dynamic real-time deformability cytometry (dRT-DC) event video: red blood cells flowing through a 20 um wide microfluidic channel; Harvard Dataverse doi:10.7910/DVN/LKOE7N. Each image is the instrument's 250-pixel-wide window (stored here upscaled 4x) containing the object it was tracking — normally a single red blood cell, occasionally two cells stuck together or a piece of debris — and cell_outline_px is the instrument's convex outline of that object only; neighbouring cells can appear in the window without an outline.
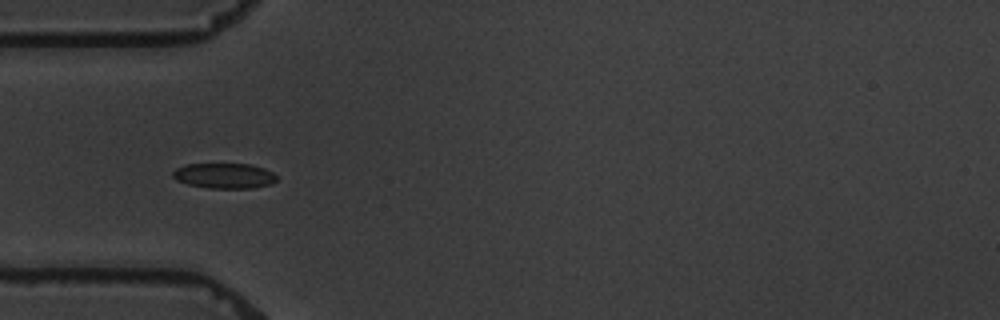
{"species": "common noctule bat (a hibernating species)", "species_latin": "Nyctalus noctula", "temperature_condition": "warm", "stored_images_in_passage": 8, "camera_frame_rate_fps": 3000, "um_per_image_px": 0.085, "animal": {"sex": "male", "body_mass_g": 19.5, "forearm_length_mm": 54.6}, "frame": {"image": 1, "passage_image": 3, "time_ms": 3.667, "image_size_px": [1000, 320], "cell_outline_px": [[276, 180], [272, 184], [252, 188], [208, 188], [188, 184], [176, 180], [172, 176], [172, 172], [176, 168], [184, 164], [248, 164], [264, 168], [272, 172], [276, 176]], "centroid_in_image_um": [19.04, 14.94], "position_along_channel_um": 66.0, "area_um2": 15.32}}
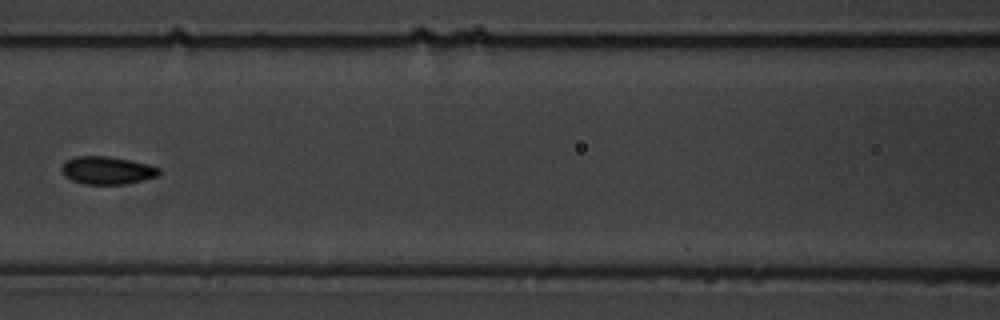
{"frame": {"image": 2, "passage_image": 5, "time_ms": 6.333, "image_size_px": [1000, 320], "cell_outline_px": [[160, 172], [156, 176], [124, 184], [84, 184], [72, 180], [64, 176], [60, 168], [72, 156], [108, 156], [148, 164], [160, 168]], "centroid_in_image_um": [9.06, 14.47], "position_along_channel_um": 157.5, "area_um2": 15.61}}
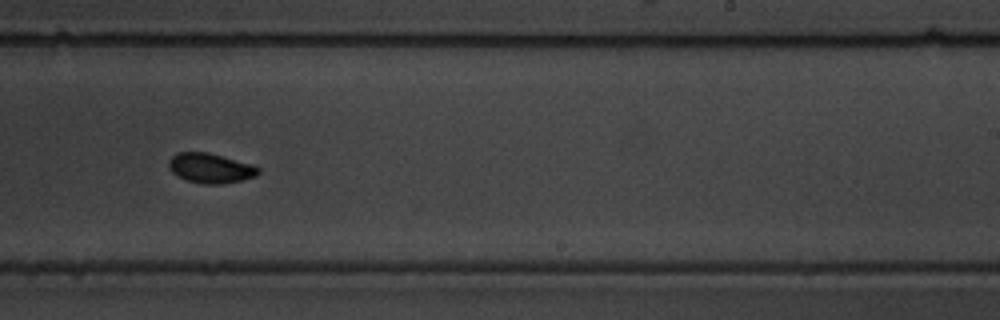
{"frame": {"image": 3, "passage_image": 8, "time_ms": 9.667, "image_size_px": [1000, 320], "cell_outline_px": [[260, 172], [256, 176], [224, 184], [200, 184], [188, 180], [172, 172], [168, 168], [168, 160], [176, 152], [208, 152], [252, 164], [260, 168]], "centroid_in_image_um": [17.88, 14.28], "position_along_channel_um": 271.1, "area_um2": 15.61}}